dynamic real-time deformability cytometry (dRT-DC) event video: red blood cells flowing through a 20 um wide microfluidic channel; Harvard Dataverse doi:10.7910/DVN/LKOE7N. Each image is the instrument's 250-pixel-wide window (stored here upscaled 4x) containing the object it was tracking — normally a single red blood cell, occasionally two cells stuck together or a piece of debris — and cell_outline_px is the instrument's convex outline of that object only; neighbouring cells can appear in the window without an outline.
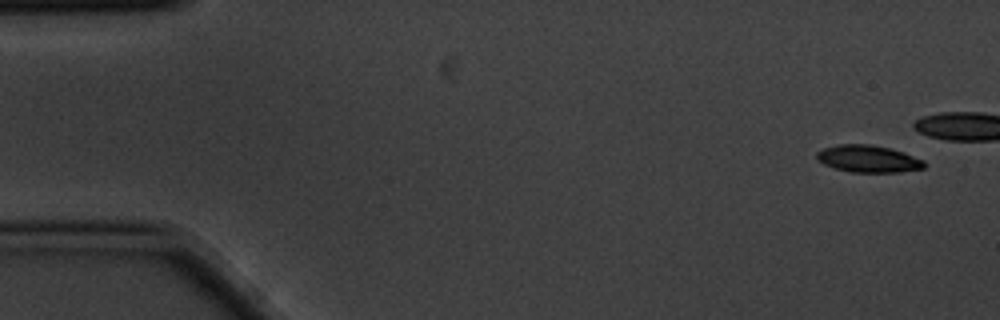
{"species": "common noctule bat (a hibernating species)", "species_latin": "Nyctalus noctula", "temperature_condition": "cold", "stored_images_in_passage": 6, "camera_frame_rate_fps": 3000, "um_per_image_px": 0.085, "animal": {"sex": "male", "body_mass_g": 20.1, "forearm_length_mm": 53.5}, "frame": {"image": 1, "passage_image": 1, "time_ms": 0.0, "image_size_px": [1000, 320], "cell_outline_px": [[924, 168], [900, 172], [852, 172], [832, 168], [816, 160], [816, 152], [824, 148], [836, 144], [868, 144], [888, 148], [904, 152], [924, 160]], "centroid_in_image_um": [73.76, 13.5], "position_along_channel_um": 11.2, "area_um2": 17.05}}
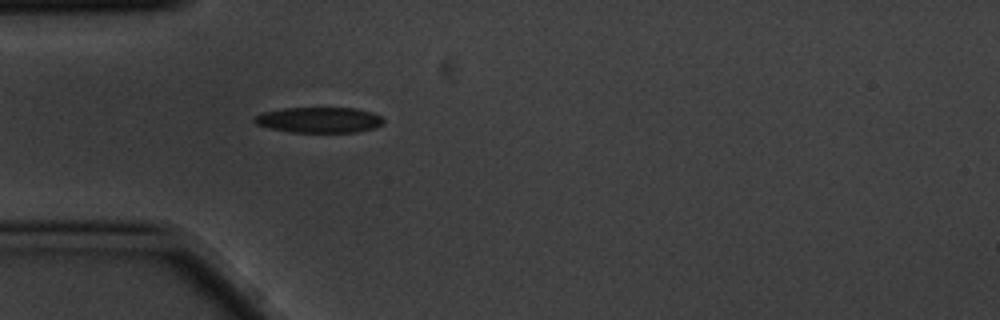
{"frame": {"image": 2, "passage_image": 6, "time_ms": 1.667, "image_size_px": [1000, 320], "cell_outline_px": [[384, 124], [372, 128], [356, 132], [292, 132], [268, 128], [256, 124], [252, 120], [252, 116], [260, 112], [284, 108], [356, 108], [372, 112], [380, 116], [384, 120]], "centroid_in_image_um": [27.07, 10.19], "position_along_channel_um": 57.9, "area_um2": 19.42}}